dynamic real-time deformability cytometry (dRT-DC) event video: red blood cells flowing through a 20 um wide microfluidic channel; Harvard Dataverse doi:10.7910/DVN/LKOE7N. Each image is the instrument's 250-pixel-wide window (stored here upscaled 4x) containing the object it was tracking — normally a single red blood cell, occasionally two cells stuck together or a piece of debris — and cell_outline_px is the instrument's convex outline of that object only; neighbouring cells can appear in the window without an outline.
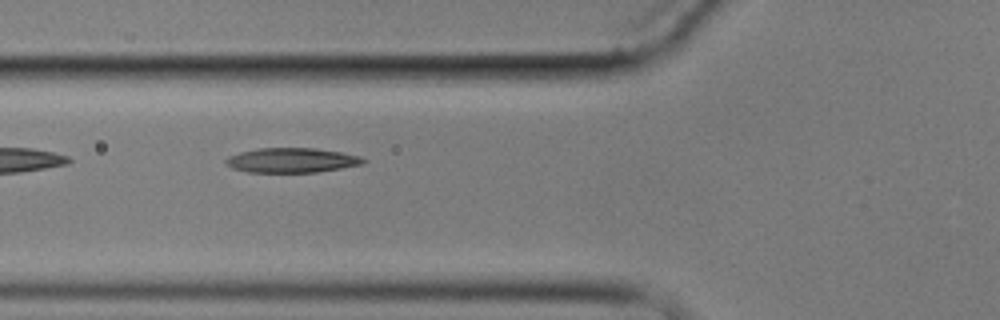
{"species": "common noctule bat (a hibernating species)", "species_latin": "Nyctalus noctula", "temperature_condition": "cold", "stored_images_in_passage": 7, "camera_frame_rate_fps": 3000, "um_per_image_px": 0.085, "animal": {"sex": "male", "body_mass_g": 17.9}, "frame": {"image": 1, "passage_image": 6, "time_ms": 6.0, "image_size_px": [1000, 320], "cell_outline_px": [[368, 160], [364, 164], [316, 172], [248, 172], [232, 168], [224, 164], [224, 160], [228, 156], [240, 152], [256, 148], [316, 148], [340, 152], [360, 156]], "centroid_in_image_um": [24.77, 13.62], "position_along_channel_um": 101.0, "area_um2": 19.88}}